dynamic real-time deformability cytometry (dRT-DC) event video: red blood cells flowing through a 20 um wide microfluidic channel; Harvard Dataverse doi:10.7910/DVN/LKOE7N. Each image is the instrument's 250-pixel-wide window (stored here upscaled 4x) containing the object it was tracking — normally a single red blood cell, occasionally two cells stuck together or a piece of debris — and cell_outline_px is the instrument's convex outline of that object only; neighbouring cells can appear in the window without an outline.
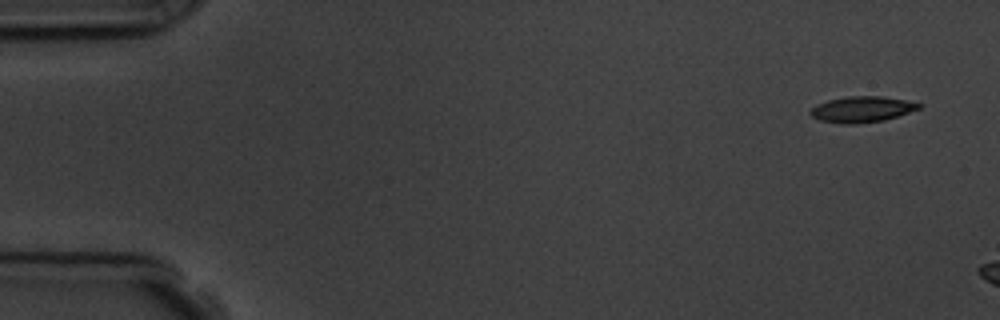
{"species": "common noctule bat (a hibernating species)", "species_latin": "Nyctalus noctula", "temperature_condition": "room temperature", "stored_images_in_passage": 4, "camera_frame_rate_fps": 3000, "um_per_image_px": 0.085, "animal": {"sex": "male", "body_mass_g": 19.5, "forearm_length_mm": 54.6}, "frame": {"image": 1, "passage_image": 1, "time_ms": 0.0, "image_size_px": [1000, 320], "cell_outline_px": [[924, 104], [920, 108], [884, 120], [856, 124], [840, 124], [820, 120], [812, 116], [808, 112], [816, 104], [828, 100], [848, 96], [880, 96], [904, 100]], "centroid_in_image_um": [73.23, 9.29], "position_along_channel_um": 11.8, "area_um2": 16.3}}